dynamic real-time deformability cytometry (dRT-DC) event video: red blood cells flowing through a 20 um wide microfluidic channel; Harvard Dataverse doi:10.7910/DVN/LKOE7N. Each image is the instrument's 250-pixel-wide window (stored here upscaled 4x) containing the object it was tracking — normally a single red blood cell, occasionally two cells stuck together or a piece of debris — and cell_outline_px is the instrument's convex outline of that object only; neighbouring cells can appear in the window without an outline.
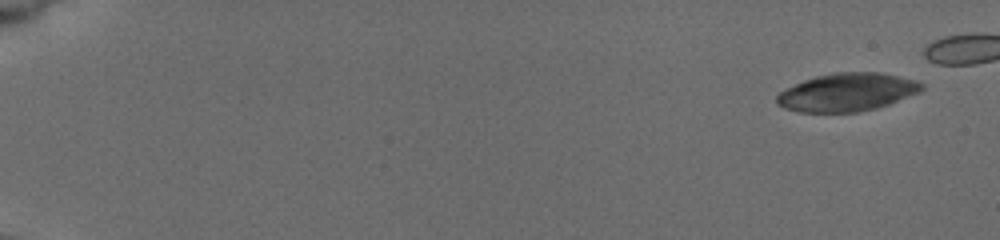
{"species": "common noctule bat (a hibernating species)", "species_latin": "Nyctalus noctula", "temperature_condition": "cold", "stored_images_in_passage": 39, "camera_frame_rate_fps": 3000, "um_per_image_px": 0.085, "animal": {"sex": "female", "body_mass_g": 19.5, "forearm_length_mm": 54.1}, "frame": {"image": 1, "passage_image": 1, "time_ms": 0.0, "image_size_px": [1000, 240], "cell_outline_px": [[924, 88], [916, 92], [888, 104], [856, 112], [800, 112], [776, 104], [776, 96], [780, 92], [804, 80], [816, 76], [836, 72], [880, 72], [912, 80], [924, 84]], "centroid_in_image_um": [71.96, 7.83], "position_along_channel_um": 13.0, "area_um2": 31.39}}